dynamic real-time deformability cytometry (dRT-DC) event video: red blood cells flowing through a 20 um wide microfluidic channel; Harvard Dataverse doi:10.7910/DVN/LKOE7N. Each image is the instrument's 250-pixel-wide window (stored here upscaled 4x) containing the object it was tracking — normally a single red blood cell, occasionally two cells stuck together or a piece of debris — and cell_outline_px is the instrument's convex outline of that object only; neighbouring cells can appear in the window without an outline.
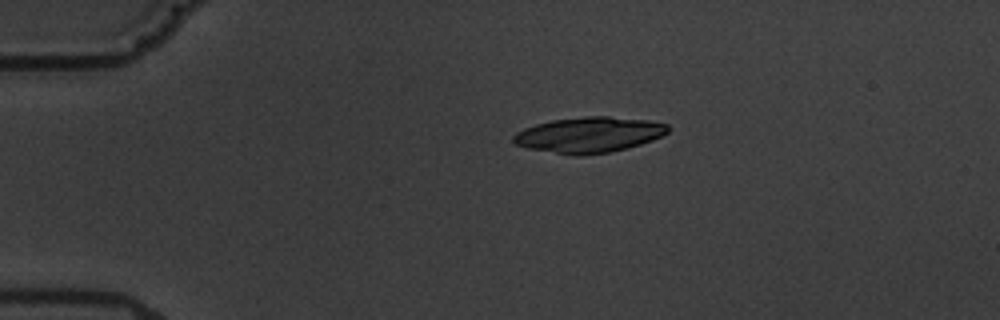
{"species": "common noctule bat (a hibernating species)", "species_latin": "Nyctalus noctula", "temperature_condition": "warm", "stored_images_in_passage": 4, "camera_frame_rate_fps": 3000, "um_per_image_px": 0.085, "animal": {"sex": "male", "body_mass_g": 19.5, "forearm_length_mm": 54.6}, "frame": {"image": 1, "passage_image": 1, "time_ms": 0.0, "image_size_px": [1000, 320], "cell_outline_px": [[672, 128], [668, 132], [652, 140], [628, 148], [608, 152], [580, 156], [572, 156], [528, 148], [516, 144], [512, 140], [512, 136], [516, 132], [524, 128], [536, 124], [552, 120], [584, 116], [608, 116], [648, 120], [668, 124]], "centroid_in_image_um": [50.07, 11.45], "position_along_channel_um": 34.9, "area_um2": 32.19}}